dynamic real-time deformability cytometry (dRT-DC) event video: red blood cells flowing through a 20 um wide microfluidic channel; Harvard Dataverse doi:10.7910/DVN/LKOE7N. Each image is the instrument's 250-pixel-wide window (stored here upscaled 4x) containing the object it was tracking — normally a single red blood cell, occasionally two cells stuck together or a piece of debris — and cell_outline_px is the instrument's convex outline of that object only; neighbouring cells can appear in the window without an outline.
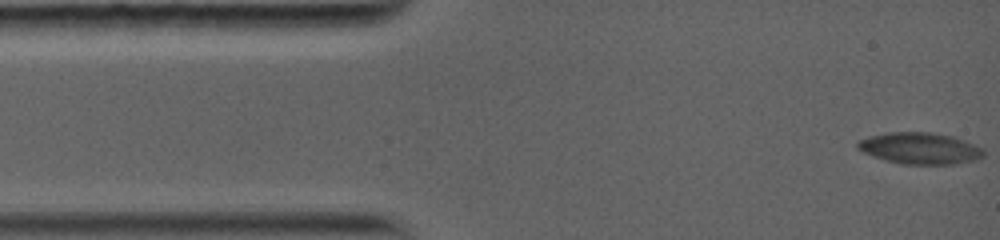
{"species": "common noctule bat (a hibernating species)", "species_latin": "Nyctalus noctula", "temperature_condition": "warm", "stored_images_in_passage": 40, "camera_frame_rate_fps": 5000, "um_per_image_px": 0.085, "animal": {"sex": "female", "body_mass_g": 19.0, "forearm_length_mm": 56.7}, "frame": {"image": 1, "passage_image": 1, "time_ms": 0.0, "image_size_px": [1000, 240], "cell_outline_px": [[984, 156], [972, 160], [952, 164], [900, 164], [864, 152], [856, 148], [856, 144], [860, 140], [868, 136], [888, 132], [932, 132], [952, 136], [984, 148]], "centroid_in_image_um": [78.2, 12.59], "position_along_channel_um": 6.8, "area_um2": 22.89}}
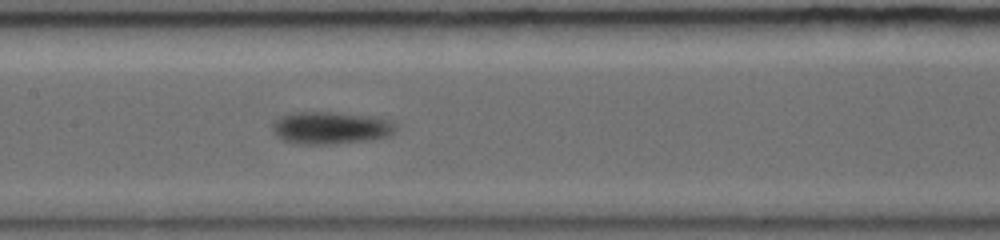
{"frame": {"image": 2, "passage_image": 23, "time_ms": 6.6, "image_size_px": [1000, 240], "cell_outline_px": [[396, 128], [388, 136], [368, 140], [328, 144], [288, 144], [280, 140], [276, 136], [276, 124], [280, 120], [288, 116], [348, 116], [380, 120], [392, 124]], "centroid_in_image_um": [28.09, 11.02], "position_along_channel_um": 179.3, "area_um2": 20.29}}
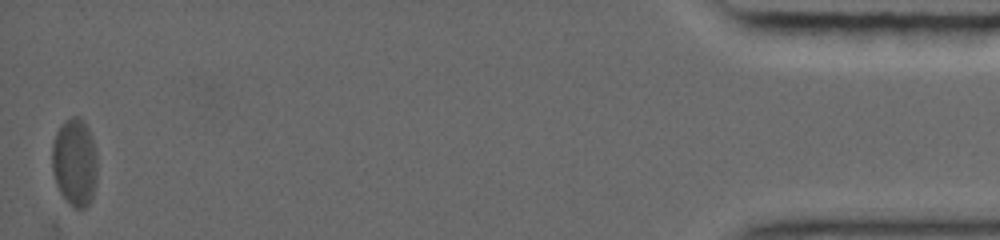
{"frame": {"image": 3, "passage_image": 40, "time_ms": 16.6, "image_size_px": [1000, 240], "cell_outline_px": [[92, 196], [88, 204], [84, 208], [76, 208], [60, 192], [56, 184], [52, 168], [52, 148], [56, 136], [60, 128], [68, 120], [80, 120], [88, 136], [92, 148]], "centroid_in_image_um": [6.23, 13.9], "position_along_channel_um": 429.0, "area_um2": 20.4}, "authors_computed_cell_mechanics": {"area_um2": 21.5883, "velocity_mm_per_s": 3.8019, "shape_relaxation_time_tau1_ms": 4.5728, "shape_relaxation_time_tau2_ms": null, "deformation_change_tau1": 0.1271, "deformation_change_tau2": null}}